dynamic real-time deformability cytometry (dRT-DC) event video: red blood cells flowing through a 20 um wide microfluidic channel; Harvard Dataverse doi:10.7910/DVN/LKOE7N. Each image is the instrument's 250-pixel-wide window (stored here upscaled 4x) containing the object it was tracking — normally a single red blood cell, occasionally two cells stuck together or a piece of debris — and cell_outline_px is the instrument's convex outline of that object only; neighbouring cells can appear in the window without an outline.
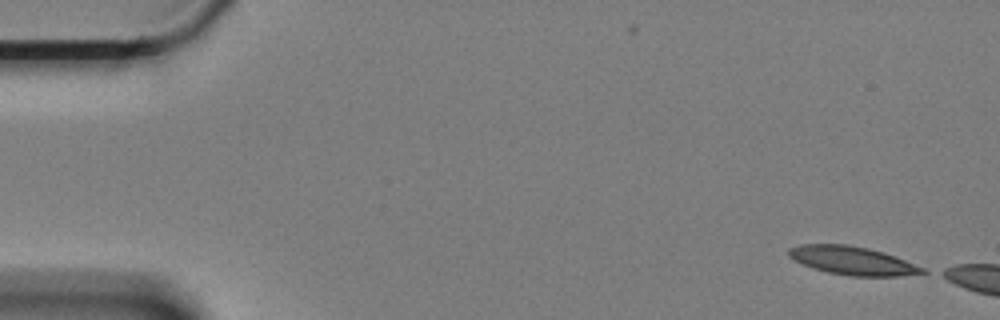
{"species": "Egyptian fruit bat (a non-hibernating species)", "species_latin": "Rousettus aegyptiacus", "temperature_condition": "cold", "stored_images_in_passage": 2, "camera_frame_rate_fps": 3000, "um_per_image_px": 0.085, "animal": {"sex": "female"}, "frame": {"image": 1, "passage_image": 2, "time_ms": 0.333, "image_size_px": [1000, 320], "cell_outline_px": [[928, 272], [900, 276], [848, 276], [828, 272], [812, 268], [788, 256], [788, 248], [800, 244], [844, 244], [868, 248], [904, 260], [924, 268]], "centroid_in_image_um": [72.41, 22.15], "position_along_channel_um": 12.6, "area_um2": 21.79}}